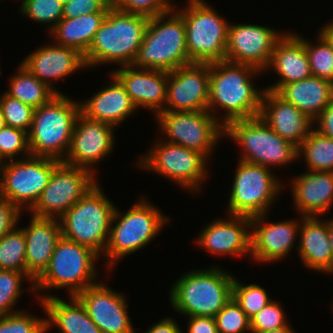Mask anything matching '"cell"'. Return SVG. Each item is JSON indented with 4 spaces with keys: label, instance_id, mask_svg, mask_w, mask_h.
<instances>
[{
    "label": "cell",
    "instance_id": "7bdbcfd3",
    "mask_svg": "<svg viewBox=\"0 0 333 333\" xmlns=\"http://www.w3.org/2000/svg\"><path fill=\"white\" fill-rule=\"evenodd\" d=\"M0 106L7 126L29 132L33 120L34 108L12 98L5 92L0 96Z\"/></svg>",
    "mask_w": 333,
    "mask_h": 333
},
{
    "label": "cell",
    "instance_id": "8fae6325",
    "mask_svg": "<svg viewBox=\"0 0 333 333\" xmlns=\"http://www.w3.org/2000/svg\"><path fill=\"white\" fill-rule=\"evenodd\" d=\"M141 156L136 162L139 168L155 172L193 195L200 193L210 174L206 166L209 160L203 154L163 139L156 140Z\"/></svg>",
    "mask_w": 333,
    "mask_h": 333
},
{
    "label": "cell",
    "instance_id": "44dd1931",
    "mask_svg": "<svg viewBox=\"0 0 333 333\" xmlns=\"http://www.w3.org/2000/svg\"><path fill=\"white\" fill-rule=\"evenodd\" d=\"M228 217L213 219L200 231L195 243L212 255L250 256L251 218L237 215Z\"/></svg>",
    "mask_w": 333,
    "mask_h": 333
},
{
    "label": "cell",
    "instance_id": "f907efd6",
    "mask_svg": "<svg viewBox=\"0 0 333 333\" xmlns=\"http://www.w3.org/2000/svg\"><path fill=\"white\" fill-rule=\"evenodd\" d=\"M175 319L170 317L161 318L159 322L151 325L145 333H183Z\"/></svg>",
    "mask_w": 333,
    "mask_h": 333
},
{
    "label": "cell",
    "instance_id": "f6af8a7d",
    "mask_svg": "<svg viewBox=\"0 0 333 333\" xmlns=\"http://www.w3.org/2000/svg\"><path fill=\"white\" fill-rule=\"evenodd\" d=\"M112 5L125 12L149 17L166 13L176 7L172 0H112Z\"/></svg>",
    "mask_w": 333,
    "mask_h": 333
},
{
    "label": "cell",
    "instance_id": "30bf717a",
    "mask_svg": "<svg viewBox=\"0 0 333 333\" xmlns=\"http://www.w3.org/2000/svg\"><path fill=\"white\" fill-rule=\"evenodd\" d=\"M224 136L240 145V161L272 168L292 165L298 160V148L275 133L259 116L229 122L224 127Z\"/></svg>",
    "mask_w": 333,
    "mask_h": 333
},
{
    "label": "cell",
    "instance_id": "6da1fadb",
    "mask_svg": "<svg viewBox=\"0 0 333 333\" xmlns=\"http://www.w3.org/2000/svg\"><path fill=\"white\" fill-rule=\"evenodd\" d=\"M262 73L252 66L226 60L210 63L207 110L224 127L231 121L259 116L265 88L255 87L252 81ZM219 109L224 110V115L218 116Z\"/></svg>",
    "mask_w": 333,
    "mask_h": 333
},
{
    "label": "cell",
    "instance_id": "5b68a950",
    "mask_svg": "<svg viewBox=\"0 0 333 333\" xmlns=\"http://www.w3.org/2000/svg\"><path fill=\"white\" fill-rule=\"evenodd\" d=\"M99 259L100 256L89 247L61 236L56 243L49 266L34 282L38 301L50 297L49 289L51 292L52 289L65 288L69 290L70 297L77 296L85 288L99 282L97 279L100 274L95 267ZM43 291H48L45 292L48 294H44Z\"/></svg>",
    "mask_w": 333,
    "mask_h": 333
},
{
    "label": "cell",
    "instance_id": "e0dca14e",
    "mask_svg": "<svg viewBox=\"0 0 333 333\" xmlns=\"http://www.w3.org/2000/svg\"><path fill=\"white\" fill-rule=\"evenodd\" d=\"M114 126L87 118L82 113L76 119L65 164L95 173V165L114 149Z\"/></svg>",
    "mask_w": 333,
    "mask_h": 333
},
{
    "label": "cell",
    "instance_id": "74e56055",
    "mask_svg": "<svg viewBox=\"0 0 333 333\" xmlns=\"http://www.w3.org/2000/svg\"><path fill=\"white\" fill-rule=\"evenodd\" d=\"M232 298L250 319L273 301L260 285H246L236 277L233 280Z\"/></svg>",
    "mask_w": 333,
    "mask_h": 333
},
{
    "label": "cell",
    "instance_id": "603a6c76",
    "mask_svg": "<svg viewBox=\"0 0 333 333\" xmlns=\"http://www.w3.org/2000/svg\"><path fill=\"white\" fill-rule=\"evenodd\" d=\"M111 73L124 86L129 97L138 108L152 111L154 116L165 108L168 72L122 66Z\"/></svg>",
    "mask_w": 333,
    "mask_h": 333
},
{
    "label": "cell",
    "instance_id": "681fc988",
    "mask_svg": "<svg viewBox=\"0 0 333 333\" xmlns=\"http://www.w3.org/2000/svg\"><path fill=\"white\" fill-rule=\"evenodd\" d=\"M314 125H316L314 128L322 135L333 139V99L314 121Z\"/></svg>",
    "mask_w": 333,
    "mask_h": 333
},
{
    "label": "cell",
    "instance_id": "836d02e7",
    "mask_svg": "<svg viewBox=\"0 0 333 333\" xmlns=\"http://www.w3.org/2000/svg\"><path fill=\"white\" fill-rule=\"evenodd\" d=\"M297 157H304L307 171L333 172V139L313 128L298 148Z\"/></svg>",
    "mask_w": 333,
    "mask_h": 333
},
{
    "label": "cell",
    "instance_id": "7a4b0ae2",
    "mask_svg": "<svg viewBox=\"0 0 333 333\" xmlns=\"http://www.w3.org/2000/svg\"><path fill=\"white\" fill-rule=\"evenodd\" d=\"M149 16L109 8L83 56L86 69L103 64L132 65L144 38Z\"/></svg>",
    "mask_w": 333,
    "mask_h": 333
},
{
    "label": "cell",
    "instance_id": "ffe728a7",
    "mask_svg": "<svg viewBox=\"0 0 333 333\" xmlns=\"http://www.w3.org/2000/svg\"><path fill=\"white\" fill-rule=\"evenodd\" d=\"M103 281L82 290L76 297L102 333H137L124 293L114 291Z\"/></svg>",
    "mask_w": 333,
    "mask_h": 333
},
{
    "label": "cell",
    "instance_id": "d590c367",
    "mask_svg": "<svg viewBox=\"0 0 333 333\" xmlns=\"http://www.w3.org/2000/svg\"><path fill=\"white\" fill-rule=\"evenodd\" d=\"M29 281L32 286L28 292L35 293L34 281L25 273L14 270L0 269V315L11 314L19 310H15V305L20 300L23 291V281ZM14 308V309H13Z\"/></svg>",
    "mask_w": 333,
    "mask_h": 333
},
{
    "label": "cell",
    "instance_id": "c3c4849f",
    "mask_svg": "<svg viewBox=\"0 0 333 333\" xmlns=\"http://www.w3.org/2000/svg\"><path fill=\"white\" fill-rule=\"evenodd\" d=\"M187 319V333H218L213 317L192 316Z\"/></svg>",
    "mask_w": 333,
    "mask_h": 333
},
{
    "label": "cell",
    "instance_id": "277c9868",
    "mask_svg": "<svg viewBox=\"0 0 333 333\" xmlns=\"http://www.w3.org/2000/svg\"><path fill=\"white\" fill-rule=\"evenodd\" d=\"M162 213L158 206L143 197L125 213L116 207L103 253L108 271L112 270L119 260L122 261L123 257L149 245L169 223V216Z\"/></svg>",
    "mask_w": 333,
    "mask_h": 333
},
{
    "label": "cell",
    "instance_id": "2e32d148",
    "mask_svg": "<svg viewBox=\"0 0 333 333\" xmlns=\"http://www.w3.org/2000/svg\"><path fill=\"white\" fill-rule=\"evenodd\" d=\"M285 32L257 24H229L225 60L252 66L262 72L276 42Z\"/></svg>",
    "mask_w": 333,
    "mask_h": 333
},
{
    "label": "cell",
    "instance_id": "d4e9b609",
    "mask_svg": "<svg viewBox=\"0 0 333 333\" xmlns=\"http://www.w3.org/2000/svg\"><path fill=\"white\" fill-rule=\"evenodd\" d=\"M297 255L305 267L333 275V255L329 238V219L320 216H302Z\"/></svg>",
    "mask_w": 333,
    "mask_h": 333
},
{
    "label": "cell",
    "instance_id": "4316f807",
    "mask_svg": "<svg viewBox=\"0 0 333 333\" xmlns=\"http://www.w3.org/2000/svg\"><path fill=\"white\" fill-rule=\"evenodd\" d=\"M272 70L280 79L265 89L276 92L282 85L312 76L304 42L293 33L285 32L276 42L265 71Z\"/></svg>",
    "mask_w": 333,
    "mask_h": 333
},
{
    "label": "cell",
    "instance_id": "52a82bcc",
    "mask_svg": "<svg viewBox=\"0 0 333 333\" xmlns=\"http://www.w3.org/2000/svg\"><path fill=\"white\" fill-rule=\"evenodd\" d=\"M189 63L182 16L173 9L150 17L132 66L170 72Z\"/></svg>",
    "mask_w": 333,
    "mask_h": 333
},
{
    "label": "cell",
    "instance_id": "8992f818",
    "mask_svg": "<svg viewBox=\"0 0 333 333\" xmlns=\"http://www.w3.org/2000/svg\"><path fill=\"white\" fill-rule=\"evenodd\" d=\"M80 113V101L63 93L34 109L28 132L30 155L63 161Z\"/></svg>",
    "mask_w": 333,
    "mask_h": 333
},
{
    "label": "cell",
    "instance_id": "3957f363",
    "mask_svg": "<svg viewBox=\"0 0 333 333\" xmlns=\"http://www.w3.org/2000/svg\"><path fill=\"white\" fill-rule=\"evenodd\" d=\"M212 266L185 272L169 290L171 308L184 317H215L232 299L234 274Z\"/></svg>",
    "mask_w": 333,
    "mask_h": 333
},
{
    "label": "cell",
    "instance_id": "ab89813d",
    "mask_svg": "<svg viewBox=\"0 0 333 333\" xmlns=\"http://www.w3.org/2000/svg\"><path fill=\"white\" fill-rule=\"evenodd\" d=\"M46 318L26 310L0 315V333H45Z\"/></svg>",
    "mask_w": 333,
    "mask_h": 333
},
{
    "label": "cell",
    "instance_id": "f5cc1de1",
    "mask_svg": "<svg viewBox=\"0 0 333 333\" xmlns=\"http://www.w3.org/2000/svg\"><path fill=\"white\" fill-rule=\"evenodd\" d=\"M294 329L291 327L290 323L287 326L278 328V329H273L270 331H265V332H260V333H295Z\"/></svg>",
    "mask_w": 333,
    "mask_h": 333
},
{
    "label": "cell",
    "instance_id": "ee69618b",
    "mask_svg": "<svg viewBox=\"0 0 333 333\" xmlns=\"http://www.w3.org/2000/svg\"><path fill=\"white\" fill-rule=\"evenodd\" d=\"M281 303L273 300L250 319L252 333H260L287 326V314ZM285 312V313H284Z\"/></svg>",
    "mask_w": 333,
    "mask_h": 333
},
{
    "label": "cell",
    "instance_id": "8d00e7d4",
    "mask_svg": "<svg viewBox=\"0 0 333 333\" xmlns=\"http://www.w3.org/2000/svg\"><path fill=\"white\" fill-rule=\"evenodd\" d=\"M305 45L312 76L326 79L333 83V49L327 40L318 32L313 44L303 35L296 34Z\"/></svg>",
    "mask_w": 333,
    "mask_h": 333
},
{
    "label": "cell",
    "instance_id": "f35d334b",
    "mask_svg": "<svg viewBox=\"0 0 333 333\" xmlns=\"http://www.w3.org/2000/svg\"><path fill=\"white\" fill-rule=\"evenodd\" d=\"M63 5L59 0H26L20 7V14L48 26V32L63 18Z\"/></svg>",
    "mask_w": 333,
    "mask_h": 333
},
{
    "label": "cell",
    "instance_id": "ac0fdd59",
    "mask_svg": "<svg viewBox=\"0 0 333 333\" xmlns=\"http://www.w3.org/2000/svg\"><path fill=\"white\" fill-rule=\"evenodd\" d=\"M209 85L210 63L192 62L168 72L163 111L207 110Z\"/></svg>",
    "mask_w": 333,
    "mask_h": 333
},
{
    "label": "cell",
    "instance_id": "484cf974",
    "mask_svg": "<svg viewBox=\"0 0 333 333\" xmlns=\"http://www.w3.org/2000/svg\"><path fill=\"white\" fill-rule=\"evenodd\" d=\"M290 182L292 201L300 216L321 217L329 212L333 205V172L306 171Z\"/></svg>",
    "mask_w": 333,
    "mask_h": 333
},
{
    "label": "cell",
    "instance_id": "1f68e13d",
    "mask_svg": "<svg viewBox=\"0 0 333 333\" xmlns=\"http://www.w3.org/2000/svg\"><path fill=\"white\" fill-rule=\"evenodd\" d=\"M106 15L107 12H98L77 18H62L49 31V36L55 39L53 43L73 48L84 56Z\"/></svg>",
    "mask_w": 333,
    "mask_h": 333
},
{
    "label": "cell",
    "instance_id": "60d3db41",
    "mask_svg": "<svg viewBox=\"0 0 333 333\" xmlns=\"http://www.w3.org/2000/svg\"><path fill=\"white\" fill-rule=\"evenodd\" d=\"M218 333H252L250 318L232 298L214 317Z\"/></svg>",
    "mask_w": 333,
    "mask_h": 333
},
{
    "label": "cell",
    "instance_id": "7dc6e473",
    "mask_svg": "<svg viewBox=\"0 0 333 333\" xmlns=\"http://www.w3.org/2000/svg\"><path fill=\"white\" fill-rule=\"evenodd\" d=\"M21 214L22 211L6 197H0V238L19 224Z\"/></svg>",
    "mask_w": 333,
    "mask_h": 333
},
{
    "label": "cell",
    "instance_id": "680465c9",
    "mask_svg": "<svg viewBox=\"0 0 333 333\" xmlns=\"http://www.w3.org/2000/svg\"><path fill=\"white\" fill-rule=\"evenodd\" d=\"M62 4H65L67 0H59Z\"/></svg>",
    "mask_w": 333,
    "mask_h": 333
},
{
    "label": "cell",
    "instance_id": "ba28073f",
    "mask_svg": "<svg viewBox=\"0 0 333 333\" xmlns=\"http://www.w3.org/2000/svg\"><path fill=\"white\" fill-rule=\"evenodd\" d=\"M103 191L97 182L58 219L63 237L89 247L101 259L116 209Z\"/></svg>",
    "mask_w": 333,
    "mask_h": 333
},
{
    "label": "cell",
    "instance_id": "7402d4cb",
    "mask_svg": "<svg viewBox=\"0 0 333 333\" xmlns=\"http://www.w3.org/2000/svg\"><path fill=\"white\" fill-rule=\"evenodd\" d=\"M21 64L57 94L61 92L55 88V81L65 80V77L78 70L86 69L82 54L73 48L55 43L38 47L25 56Z\"/></svg>",
    "mask_w": 333,
    "mask_h": 333
},
{
    "label": "cell",
    "instance_id": "bcb514c9",
    "mask_svg": "<svg viewBox=\"0 0 333 333\" xmlns=\"http://www.w3.org/2000/svg\"><path fill=\"white\" fill-rule=\"evenodd\" d=\"M112 0H67L63 5V18H77L83 14L108 12Z\"/></svg>",
    "mask_w": 333,
    "mask_h": 333
},
{
    "label": "cell",
    "instance_id": "db71d44e",
    "mask_svg": "<svg viewBox=\"0 0 333 333\" xmlns=\"http://www.w3.org/2000/svg\"><path fill=\"white\" fill-rule=\"evenodd\" d=\"M329 238H330V245L333 255V219H329Z\"/></svg>",
    "mask_w": 333,
    "mask_h": 333
},
{
    "label": "cell",
    "instance_id": "816d5d0a",
    "mask_svg": "<svg viewBox=\"0 0 333 333\" xmlns=\"http://www.w3.org/2000/svg\"><path fill=\"white\" fill-rule=\"evenodd\" d=\"M319 33L327 40L333 49V20L326 22L321 28Z\"/></svg>",
    "mask_w": 333,
    "mask_h": 333
},
{
    "label": "cell",
    "instance_id": "6f0895ef",
    "mask_svg": "<svg viewBox=\"0 0 333 333\" xmlns=\"http://www.w3.org/2000/svg\"><path fill=\"white\" fill-rule=\"evenodd\" d=\"M6 164V161L3 159V157L0 154V168H3V166Z\"/></svg>",
    "mask_w": 333,
    "mask_h": 333
},
{
    "label": "cell",
    "instance_id": "f1b7e54d",
    "mask_svg": "<svg viewBox=\"0 0 333 333\" xmlns=\"http://www.w3.org/2000/svg\"><path fill=\"white\" fill-rule=\"evenodd\" d=\"M111 83L98 90L87 101L80 100L81 113L87 118L116 127L132 117L137 107L129 97L124 86L112 74Z\"/></svg>",
    "mask_w": 333,
    "mask_h": 333
},
{
    "label": "cell",
    "instance_id": "d6986e66",
    "mask_svg": "<svg viewBox=\"0 0 333 333\" xmlns=\"http://www.w3.org/2000/svg\"><path fill=\"white\" fill-rule=\"evenodd\" d=\"M268 213L251 218L250 257L269 264L284 260L292 250L299 235L302 216L279 222H268ZM294 245V246H293Z\"/></svg>",
    "mask_w": 333,
    "mask_h": 333
},
{
    "label": "cell",
    "instance_id": "cb8c5ba5",
    "mask_svg": "<svg viewBox=\"0 0 333 333\" xmlns=\"http://www.w3.org/2000/svg\"><path fill=\"white\" fill-rule=\"evenodd\" d=\"M259 117L278 135L299 148L310 131L314 121L293 104L285 102L275 92L265 89ZM313 126V127H312Z\"/></svg>",
    "mask_w": 333,
    "mask_h": 333
},
{
    "label": "cell",
    "instance_id": "11a10c76",
    "mask_svg": "<svg viewBox=\"0 0 333 333\" xmlns=\"http://www.w3.org/2000/svg\"><path fill=\"white\" fill-rule=\"evenodd\" d=\"M6 126L5 118L3 116V111L0 106V130L3 129Z\"/></svg>",
    "mask_w": 333,
    "mask_h": 333
},
{
    "label": "cell",
    "instance_id": "9a60e30c",
    "mask_svg": "<svg viewBox=\"0 0 333 333\" xmlns=\"http://www.w3.org/2000/svg\"><path fill=\"white\" fill-rule=\"evenodd\" d=\"M97 182L96 175L89 170L61 162L29 213L59 219Z\"/></svg>",
    "mask_w": 333,
    "mask_h": 333
},
{
    "label": "cell",
    "instance_id": "d6a6232c",
    "mask_svg": "<svg viewBox=\"0 0 333 333\" xmlns=\"http://www.w3.org/2000/svg\"><path fill=\"white\" fill-rule=\"evenodd\" d=\"M16 70L17 72L9 78V89L5 91L10 97L36 109L57 95L54 90L40 81L21 63Z\"/></svg>",
    "mask_w": 333,
    "mask_h": 333
},
{
    "label": "cell",
    "instance_id": "7c38bea8",
    "mask_svg": "<svg viewBox=\"0 0 333 333\" xmlns=\"http://www.w3.org/2000/svg\"><path fill=\"white\" fill-rule=\"evenodd\" d=\"M237 163L227 215L252 218L268 213L284 189L281 180L271 168L240 160Z\"/></svg>",
    "mask_w": 333,
    "mask_h": 333
},
{
    "label": "cell",
    "instance_id": "9c48e42d",
    "mask_svg": "<svg viewBox=\"0 0 333 333\" xmlns=\"http://www.w3.org/2000/svg\"><path fill=\"white\" fill-rule=\"evenodd\" d=\"M186 28V48L191 62L225 60L230 22L205 0H187L186 7L174 8Z\"/></svg>",
    "mask_w": 333,
    "mask_h": 333
},
{
    "label": "cell",
    "instance_id": "b9f144b4",
    "mask_svg": "<svg viewBox=\"0 0 333 333\" xmlns=\"http://www.w3.org/2000/svg\"><path fill=\"white\" fill-rule=\"evenodd\" d=\"M0 154L6 162L30 156L28 132L6 125L0 130Z\"/></svg>",
    "mask_w": 333,
    "mask_h": 333
},
{
    "label": "cell",
    "instance_id": "e575fe53",
    "mask_svg": "<svg viewBox=\"0 0 333 333\" xmlns=\"http://www.w3.org/2000/svg\"><path fill=\"white\" fill-rule=\"evenodd\" d=\"M26 240L23 229L18 225L0 238V269L14 270L27 274Z\"/></svg>",
    "mask_w": 333,
    "mask_h": 333
},
{
    "label": "cell",
    "instance_id": "9f6ffc18",
    "mask_svg": "<svg viewBox=\"0 0 333 333\" xmlns=\"http://www.w3.org/2000/svg\"><path fill=\"white\" fill-rule=\"evenodd\" d=\"M2 196V168H0V197Z\"/></svg>",
    "mask_w": 333,
    "mask_h": 333
},
{
    "label": "cell",
    "instance_id": "f546056e",
    "mask_svg": "<svg viewBox=\"0 0 333 333\" xmlns=\"http://www.w3.org/2000/svg\"><path fill=\"white\" fill-rule=\"evenodd\" d=\"M69 298L67 302L51 293L50 297L38 301L47 315L46 333L53 325L60 333H102L80 300L76 296Z\"/></svg>",
    "mask_w": 333,
    "mask_h": 333
},
{
    "label": "cell",
    "instance_id": "83f0119b",
    "mask_svg": "<svg viewBox=\"0 0 333 333\" xmlns=\"http://www.w3.org/2000/svg\"><path fill=\"white\" fill-rule=\"evenodd\" d=\"M29 225L21 227L26 240L27 275L35 282L49 266L51 256L62 236L56 218H39L31 215Z\"/></svg>",
    "mask_w": 333,
    "mask_h": 333
},
{
    "label": "cell",
    "instance_id": "5bb4252c",
    "mask_svg": "<svg viewBox=\"0 0 333 333\" xmlns=\"http://www.w3.org/2000/svg\"><path fill=\"white\" fill-rule=\"evenodd\" d=\"M62 161L40 156H28L7 161L2 168V196L21 211L34 207L48 185L54 169Z\"/></svg>",
    "mask_w": 333,
    "mask_h": 333
},
{
    "label": "cell",
    "instance_id": "4fadbf2b",
    "mask_svg": "<svg viewBox=\"0 0 333 333\" xmlns=\"http://www.w3.org/2000/svg\"><path fill=\"white\" fill-rule=\"evenodd\" d=\"M155 118L160 139L199 152L208 160L224 138V126L208 110L162 111Z\"/></svg>",
    "mask_w": 333,
    "mask_h": 333
},
{
    "label": "cell",
    "instance_id": "4dcf8cb0",
    "mask_svg": "<svg viewBox=\"0 0 333 333\" xmlns=\"http://www.w3.org/2000/svg\"><path fill=\"white\" fill-rule=\"evenodd\" d=\"M275 93L315 121L333 99V83L311 76L282 85Z\"/></svg>",
    "mask_w": 333,
    "mask_h": 333
}]
</instances>
